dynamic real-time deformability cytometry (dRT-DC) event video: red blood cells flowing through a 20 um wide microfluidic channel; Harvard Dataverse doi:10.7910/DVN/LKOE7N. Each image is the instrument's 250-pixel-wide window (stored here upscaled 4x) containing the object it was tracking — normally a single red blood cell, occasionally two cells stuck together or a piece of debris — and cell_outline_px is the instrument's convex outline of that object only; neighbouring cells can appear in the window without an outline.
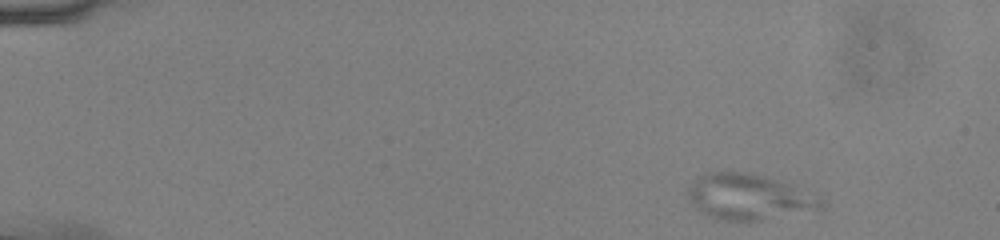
{"species": "common noctule bat (a hibernating species)", "species_latin": "Nyctalus noctula", "temperature_condition": "cold", "stored_images_in_passage": 2, "camera_frame_rate_fps": 3000, "um_per_image_px": 0.085, "animal": {"sex": "male", "body_mass_g": 13.0, "forearm_length_mm": 53.1}, "frame": {"image": 1, "passage_image": 1, "time_ms": 0.0, "image_size_px": [1000, 240], "cell_outline_px": [[828, 204], [824, 208], [760, 220], [716, 220], [708, 216], [696, 208], [688, 200], [688, 184], [704, 172], [748, 172], [764, 176], [776, 180], [824, 200]], "centroid_in_image_um": [63.57, 16.74], "position_along_channel_um": 21.4, "area_um2": 35.08}}